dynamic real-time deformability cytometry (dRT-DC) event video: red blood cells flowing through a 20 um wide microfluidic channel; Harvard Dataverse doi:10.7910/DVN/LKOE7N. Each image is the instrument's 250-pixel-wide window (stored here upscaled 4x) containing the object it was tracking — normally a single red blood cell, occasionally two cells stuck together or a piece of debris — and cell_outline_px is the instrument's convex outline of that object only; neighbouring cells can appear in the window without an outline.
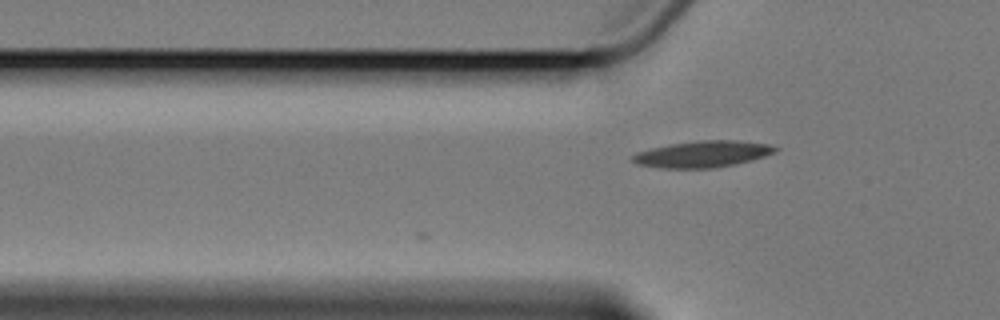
{"species": "Egyptian fruit bat (a non-hibernating species)", "species_latin": "Rousettus aegyptiacus", "temperature_condition": "cold", "stored_images_in_passage": 3, "camera_frame_rate_fps": 3000, "um_per_image_px": 0.085, "animal": {"sex": "female"}, "frame": {"image": 1, "passage_image": 2, "time_ms": 1.0, "image_size_px": [1000, 320], "cell_outline_px": [[780, 148], [776, 152], [752, 160], [712, 168], [660, 168], [636, 164], [632, 160], [632, 156], [636, 152], [668, 144], [696, 140], [736, 140], [772, 144]], "centroid_in_image_um": [59.73, 13.08], "position_along_channel_um": 66.1, "area_um2": 22.14}}
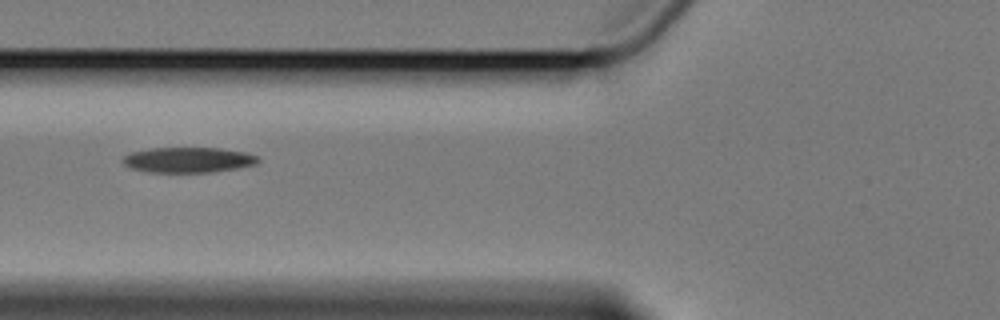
{"frame": {"image": 2, "passage_image": 3, "time_ms": 2.333, "image_size_px": [1000, 320], "cell_outline_px": [[260, 160], [256, 164], [236, 168], [212, 172], [148, 172], [132, 168], [124, 164], [120, 160], [124, 156], [132, 152], [148, 148], [220, 148], [244, 152], [256, 156]], "centroid_in_image_um": [15.97, 13.59], "position_along_channel_um": 109.8, "area_um2": 19.88}}